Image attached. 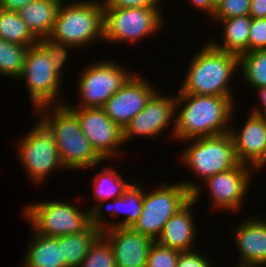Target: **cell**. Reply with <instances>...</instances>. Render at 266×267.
Here are the masks:
<instances>
[{
  "instance_id": "cell-1",
  "label": "cell",
  "mask_w": 266,
  "mask_h": 267,
  "mask_svg": "<svg viewBox=\"0 0 266 267\" xmlns=\"http://www.w3.org/2000/svg\"><path fill=\"white\" fill-rule=\"evenodd\" d=\"M175 110L180 109L173 124V136L182 141L221 135L229 132L233 102L228 97L178 93ZM228 126V127H227Z\"/></svg>"
},
{
  "instance_id": "cell-2",
  "label": "cell",
  "mask_w": 266,
  "mask_h": 267,
  "mask_svg": "<svg viewBox=\"0 0 266 267\" xmlns=\"http://www.w3.org/2000/svg\"><path fill=\"white\" fill-rule=\"evenodd\" d=\"M179 93L228 97L227 84L239 67V56L215 48L210 42L195 54Z\"/></svg>"
},
{
  "instance_id": "cell-3",
  "label": "cell",
  "mask_w": 266,
  "mask_h": 267,
  "mask_svg": "<svg viewBox=\"0 0 266 267\" xmlns=\"http://www.w3.org/2000/svg\"><path fill=\"white\" fill-rule=\"evenodd\" d=\"M55 106L54 114L40 121L52 133L64 168H90L103 162L83 134L77 116L63 102Z\"/></svg>"
},
{
  "instance_id": "cell-4",
  "label": "cell",
  "mask_w": 266,
  "mask_h": 267,
  "mask_svg": "<svg viewBox=\"0 0 266 267\" xmlns=\"http://www.w3.org/2000/svg\"><path fill=\"white\" fill-rule=\"evenodd\" d=\"M151 193L144 191L141 214L133 230L156 241L161 235L165 223L181 209L191 198L196 202L200 196V187L196 182H179L165 186ZM146 193V194H145Z\"/></svg>"
},
{
  "instance_id": "cell-5",
  "label": "cell",
  "mask_w": 266,
  "mask_h": 267,
  "mask_svg": "<svg viewBox=\"0 0 266 267\" xmlns=\"http://www.w3.org/2000/svg\"><path fill=\"white\" fill-rule=\"evenodd\" d=\"M63 4L64 2L59 8L49 37L74 47H83L92 40H96V37L103 39L104 5L102 1L82 0L68 5Z\"/></svg>"
},
{
  "instance_id": "cell-6",
  "label": "cell",
  "mask_w": 266,
  "mask_h": 267,
  "mask_svg": "<svg viewBox=\"0 0 266 267\" xmlns=\"http://www.w3.org/2000/svg\"><path fill=\"white\" fill-rule=\"evenodd\" d=\"M24 215L34 232L47 237L85 233L92 227L91 210L82 212L65 202H37L28 205Z\"/></svg>"
},
{
  "instance_id": "cell-7",
  "label": "cell",
  "mask_w": 266,
  "mask_h": 267,
  "mask_svg": "<svg viewBox=\"0 0 266 267\" xmlns=\"http://www.w3.org/2000/svg\"><path fill=\"white\" fill-rule=\"evenodd\" d=\"M192 142L184 149L181 160L203 180L239 164L229 132Z\"/></svg>"
},
{
  "instance_id": "cell-8",
  "label": "cell",
  "mask_w": 266,
  "mask_h": 267,
  "mask_svg": "<svg viewBox=\"0 0 266 267\" xmlns=\"http://www.w3.org/2000/svg\"><path fill=\"white\" fill-rule=\"evenodd\" d=\"M159 7L104 8L103 40L132 42L159 31Z\"/></svg>"
},
{
  "instance_id": "cell-9",
  "label": "cell",
  "mask_w": 266,
  "mask_h": 267,
  "mask_svg": "<svg viewBox=\"0 0 266 267\" xmlns=\"http://www.w3.org/2000/svg\"><path fill=\"white\" fill-rule=\"evenodd\" d=\"M18 78H25L33 106L39 111H47L57 98L61 76L52 65V60L38 45L28 48L22 73Z\"/></svg>"
},
{
  "instance_id": "cell-10",
  "label": "cell",
  "mask_w": 266,
  "mask_h": 267,
  "mask_svg": "<svg viewBox=\"0 0 266 267\" xmlns=\"http://www.w3.org/2000/svg\"><path fill=\"white\" fill-rule=\"evenodd\" d=\"M19 141L20 159L33 181L42 182L50 171L64 167L53 135L41 121Z\"/></svg>"
},
{
  "instance_id": "cell-11",
  "label": "cell",
  "mask_w": 266,
  "mask_h": 267,
  "mask_svg": "<svg viewBox=\"0 0 266 267\" xmlns=\"http://www.w3.org/2000/svg\"><path fill=\"white\" fill-rule=\"evenodd\" d=\"M113 61L88 66L81 73L78 89L81 108H103L108 99L132 76Z\"/></svg>"
},
{
  "instance_id": "cell-12",
  "label": "cell",
  "mask_w": 266,
  "mask_h": 267,
  "mask_svg": "<svg viewBox=\"0 0 266 267\" xmlns=\"http://www.w3.org/2000/svg\"><path fill=\"white\" fill-rule=\"evenodd\" d=\"M65 105L77 116L83 134L103 161L116 155V148L124 144L123 130L106 115L103 108Z\"/></svg>"
},
{
  "instance_id": "cell-13",
  "label": "cell",
  "mask_w": 266,
  "mask_h": 267,
  "mask_svg": "<svg viewBox=\"0 0 266 267\" xmlns=\"http://www.w3.org/2000/svg\"><path fill=\"white\" fill-rule=\"evenodd\" d=\"M155 88L142 77L132 75L105 103L106 115L122 130L144 108Z\"/></svg>"
},
{
  "instance_id": "cell-14",
  "label": "cell",
  "mask_w": 266,
  "mask_h": 267,
  "mask_svg": "<svg viewBox=\"0 0 266 267\" xmlns=\"http://www.w3.org/2000/svg\"><path fill=\"white\" fill-rule=\"evenodd\" d=\"M176 98L160 96V93L154 92L147 101L145 108L123 129L124 143L133 135L155 136L160 134L168 124H171L174 116Z\"/></svg>"
},
{
  "instance_id": "cell-15",
  "label": "cell",
  "mask_w": 266,
  "mask_h": 267,
  "mask_svg": "<svg viewBox=\"0 0 266 267\" xmlns=\"http://www.w3.org/2000/svg\"><path fill=\"white\" fill-rule=\"evenodd\" d=\"M114 253L116 267H146L151 238L131 227H114L102 231Z\"/></svg>"
},
{
  "instance_id": "cell-16",
  "label": "cell",
  "mask_w": 266,
  "mask_h": 267,
  "mask_svg": "<svg viewBox=\"0 0 266 267\" xmlns=\"http://www.w3.org/2000/svg\"><path fill=\"white\" fill-rule=\"evenodd\" d=\"M229 134L239 163L260 169L266 164V117L251 113L241 133L232 128Z\"/></svg>"
},
{
  "instance_id": "cell-17",
  "label": "cell",
  "mask_w": 266,
  "mask_h": 267,
  "mask_svg": "<svg viewBox=\"0 0 266 267\" xmlns=\"http://www.w3.org/2000/svg\"><path fill=\"white\" fill-rule=\"evenodd\" d=\"M248 169L246 164L239 163L205 180L216 208L235 211L240 207L250 182Z\"/></svg>"
},
{
  "instance_id": "cell-18",
  "label": "cell",
  "mask_w": 266,
  "mask_h": 267,
  "mask_svg": "<svg viewBox=\"0 0 266 267\" xmlns=\"http://www.w3.org/2000/svg\"><path fill=\"white\" fill-rule=\"evenodd\" d=\"M233 232L243 259L238 267L266 265V220L247 219Z\"/></svg>"
},
{
  "instance_id": "cell-19",
  "label": "cell",
  "mask_w": 266,
  "mask_h": 267,
  "mask_svg": "<svg viewBox=\"0 0 266 267\" xmlns=\"http://www.w3.org/2000/svg\"><path fill=\"white\" fill-rule=\"evenodd\" d=\"M196 202L191 198L165 223L164 229L156 240L159 244L177 251H191L195 239V225L190 207ZM192 214V215H191ZM191 246V247H190Z\"/></svg>"
},
{
  "instance_id": "cell-20",
  "label": "cell",
  "mask_w": 266,
  "mask_h": 267,
  "mask_svg": "<svg viewBox=\"0 0 266 267\" xmlns=\"http://www.w3.org/2000/svg\"><path fill=\"white\" fill-rule=\"evenodd\" d=\"M102 170L94 179V198L97 199V204L91 208V218L92 226L104 231L110 227L105 225V220H103L104 203H107V200L123 196L130 184L124 182L116 170H109L105 167Z\"/></svg>"
},
{
  "instance_id": "cell-21",
  "label": "cell",
  "mask_w": 266,
  "mask_h": 267,
  "mask_svg": "<svg viewBox=\"0 0 266 267\" xmlns=\"http://www.w3.org/2000/svg\"><path fill=\"white\" fill-rule=\"evenodd\" d=\"M63 1L34 0L27 3L18 13L37 39L44 38L51 34Z\"/></svg>"
},
{
  "instance_id": "cell-22",
  "label": "cell",
  "mask_w": 266,
  "mask_h": 267,
  "mask_svg": "<svg viewBox=\"0 0 266 267\" xmlns=\"http://www.w3.org/2000/svg\"><path fill=\"white\" fill-rule=\"evenodd\" d=\"M25 254L23 267H66L59 237H47L35 233Z\"/></svg>"
},
{
  "instance_id": "cell-23",
  "label": "cell",
  "mask_w": 266,
  "mask_h": 267,
  "mask_svg": "<svg viewBox=\"0 0 266 267\" xmlns=\"http://www.w3.org/2000/svg\"><path fill=\"white\" fill-rule=\"evenodd\" d=\"M224 27V41L222 45L210 41L217 49L236 54L237 56L248 52V39L252 17L250 15L232 17L219 21Z\"/></svg>"
},
{
  "instance_id": "cell-24",
  "label": "cell",
  "mask_w": 266,
  "mask_h": 267,
  "mask_svg": "<svg viewBox=\"0 0 266 267\" xmlns=\"http://www.w3.org/2000/svg\"><path fill=\"white\" fill-rule=\"evenodd\" d=\"M102 235V230L92 226L85 233H73L59 237L66 267H78L86 257L94 242Z\"/></svg>"
},
{
  "instance_id": "cell-25",
  "label": "cell",
  "mask_w": 266,
  "mask_h": 267,
  "mask_svg": "<svg viewBox=\"0 0 266 267\" xmlns=\"http://www.w3.org/2000/svg\"><path fill=\"white\" fill-rule=\"evenodd\" d=\"M138 185L139 184L135 183L130 184L129 187L124 191L123 196L114 198L112 200L115 205L112 208H110L109 205V209L112 211L111 214H113V216H118L122 212L127 214L122 222L120 221L119 224H115L109 228L132 227L138 220L141 214L144 196V189Z\"/></svg>"
},
{
  "instance_id": "cell-26",
  "label": "cell",
  "mask_w": 266,
  "mask_h": 267,
  "mask_svg": "<svg viewBox=\"0 0 266 267\" xmlns=\"http://www.w3.org/2000/svg\"><path fill=\"white\" fill-rule=\"evenodd\" d=\"M0 38L15 44L31 47L38 39L31 33L18 12L0 8Z\"/></svg>"
},
{
  "instance_id": "cell-27",
  "label": "cell",
  "mask_w": 266,
  "mask_h": 267,
  "mask_svg": "<svg viewBox=\"0 0 266 267\" xmlns=\"http://www.w3.org/2000/svg\"><path fill=\"white\" fill-rule=\"evenodd\" d=\"M239 67L248 85L255 89L266 86V50L243 53Z\"/></svg>"
},
{
  "instance_id": "cell-28",
  "label": "cell",
  "mask_w": 266,
  "mask_h": 267,
  "mask_svg": "<svg viewBox=\"0 0 266 267\" xmlns=\"http://www.w3.org/2000/svg\"><path fill=\"white\" fill-rule=\"evenodd\" d=\"M28 48L0 38V74L17 79L22 73Z\"/></svg>"
},
{
  "instance_id": "cell-29",
  "label": "cell",
  "mask_w": 266,
  "mask_h": 267,
  "mask_svg": "<svg viewBox=\"0 0 266 267\" xmlns=\"http://www.w3.org/2000/svg\"><path fill=\"white\" fill-rule=\"evenodd\" d=\"M78 267H116L109 242L101 235Z\"/></svg>"
},
{
  "instance_id": "cell-30",
  "label": "cell",
  "mask_w": 266,
  "mask_h": 267,
  "mask_svg": "<svg viewBox=\"0 0 266 267\" xmlns=\"http://www.w3.org/2000/svg\"><path fill=\"white\" fill-rule=\"evenodd\" d=\"M37 44L50 57L54 69L61 76V71L68 57L67 51L70 49V47H75L69 44H65L63 42L56 41L49 36L38 39Z\"/></svg>"
},
{
  "instance_id": "cell-31",
  "label": "cell",
  "mask_w": 266,
  "mask_h": 267,
  "mask_svg": "<svg viewBox=\"0 0 266 267\" xmlns=\"http://www.w3.org/2000/svg\"><path fill=\"white\" fill-rule=\"evenodd\" d=\"M179 253L154 241L148 251L146 267H176Z\"/></svg>"
},
{
  "instance_id": "cell-32",
  "label": "cell",
  "mask_w": 266,
  "mask_h": 267,
  "mask_svg": "<svg viewBox=\"0 0 266 267\" xmlns=\"http://www.w3.org/2000/svg\"><path fill=\"white\" fill-rule=\"evenodd\" d=\"M251 0H223L217 7L215 21L249 15Z\"/></svg>"
},
{
  "instance_id": "cell-33",
  "label": "cell",
  "mask_w": 266,
  "mask_h": 267,
  "mask_svg": "<svg viewBox=\"0 0 266 267\" xmlns=\"http://www.w3.org/2000/svg\"><path fill=\"white\" fill-rule=\"evenodd\" d=\"M266 50V18H252L248 52Z\"/></svg>"
},
{
  "instance_id": "cell-34",
  "label": "cell",
  "mask_w": 266,
  "mask_h": 267,
  "mask_svg": "<svg viewBox=\"0 0 266 267\" xmlns=\"http://www.w3.org/2000/svg\"><path fill=\"white\" fill-rule=\"evenodd\" d=\"M176 267H211V265L204 256L191 250L179 253Z\"/></svg>"
},
{
  "instance_id": "cell-35",
  "label": "cell",
  "mask_w": 266,
  "mask_h": 267,
  "mask_svg": "<svg viewBox=\"0 0 266 267\" xmlns=\"http://www.w3.org/2000/svg\"><path fill=\"white\" fill-rule=\"evenodd\" d=\"M160 0H105L104 8L159 7Z\"/></svg>"
},
{
  "instance_id": "cell-36",
  "label": "cell",
  "mask_w": 266,
  "mask_h": 267,
  "mask_svg": "<svg viewBox=\"0 0 266 267\" xmlns=\"http://www.w3.org/2000/svg\"><path fill=\"white\" fill-rule=\"evenodd\" d=\"M249 15L252 18H266V0H251Z\"/></svg>"
},
{
  "instance_id": "cell-37",
  "label": "cell",
  "mask_w": 266,
  "mask_h": 267,
  "mask_svg": "<svg viewBox=\"0 0 266 267\" xmlns=\"http://www.w3.org/2000/svg\"><path fill=\"white\" fill-rule=\"evenodd\" d=\"M31 1L34 0H0V8L7 11L18 12Z\"/></svg>"
},
{
  "instance_id": "cell-38",
  "label": "cell",
  "mask_w": 266,
  "mask_h": 267,
  "mask_svg": "<svg viewBox=\"0 0 266 267\" xmlns=\"http://www.w3.org/2000/svg\"><path fill=\"white\" fill-rule=\"evenodd\" d=\"M192 4L200 8L202 11L205 10L210 16H214L216 7L212 4L211 0H190Z\"/></svg>"
},
{
  "instance_id": "cell-39",
  "label": "cell",
  "mask_w": 266,
  "mask_h": 267,
  "mask_svg": "<svg viewBox=\"0 0 266 267\" xmlns=\"http://www.w3.org/2000/svg\"><path fill=\"white\" fill-rule=\"evenodd\" d=\"M257 91L260 93L261 104H263V110L260 107H255L253 111L254 114L262 115L266 117V86L258 88Z\"/></svg>"
},
{
  "instance_id": "cell-40",
  "label": "cell",
  "mask_w": 266,
  "mask_h": 267,
  "mask_svg": "<svg viewBox=\"0 0 266 267\" xmlns=\"http://www.w3.org/2000/svg\"><path fill=\"white\" fill-rule=\"evenodd\" d=\"M223 0H211L212 4L217 7Z\"/></svg>"
}]
</instances>
